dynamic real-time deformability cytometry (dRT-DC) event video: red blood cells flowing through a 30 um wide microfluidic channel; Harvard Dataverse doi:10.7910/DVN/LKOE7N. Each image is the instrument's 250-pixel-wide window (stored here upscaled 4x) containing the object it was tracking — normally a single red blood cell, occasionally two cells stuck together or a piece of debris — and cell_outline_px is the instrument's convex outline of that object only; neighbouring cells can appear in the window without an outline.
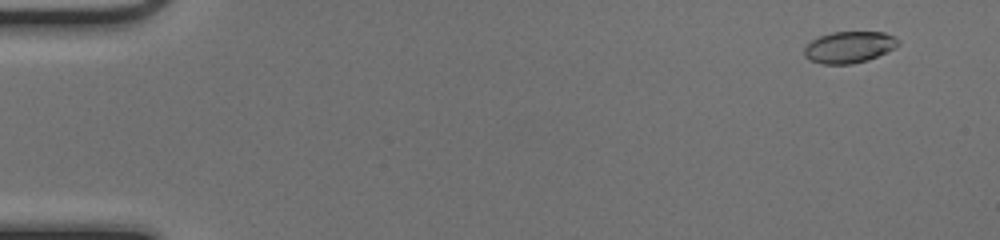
{"species": "common noctule bat (a hibernating species)", "species_latin": "Nyctalus noctula", "temperature_condition": "cold", "stored_images_in_passage": 52, "camera_frame_rate_fps": 3000, "um_per_image_px": 0.085, "animal": {"sex": "female", "body_mass_g": 17.0, "forearm_length_mm": 48.0}, "frame": {"image": 1, "passage_image": 4, "time_ms": 1.0, "image_size_px": [1000, 240], "cell_outline_px": [[900, 44], [896, 48], [868, 60], [852, 64], [820, 64], [808, 60], [804, 56], [804, 48], [812, 40], [820, 36], [832, 32], [884, 32], [900, 40]], "centroid_in_image_um": [72.18, 4.02], "position_along_channel_um": 12.8, "area_um2": 17.4}}
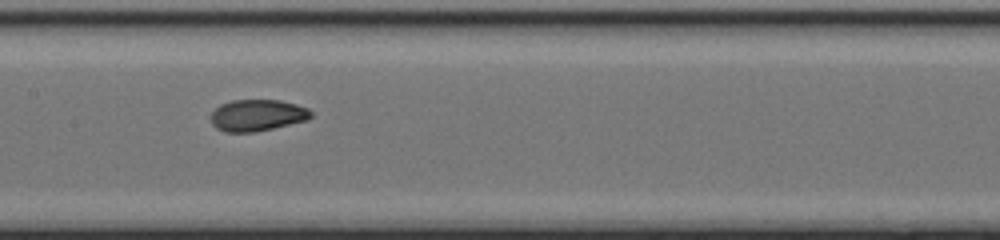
{"frame": {"image": 2, "passage_image": 27, "time_ms": 8.667, "image_size_px": [1000, 240], "cell_outline_px": [[312, 116], [308, 120], [272, 128], [252, 132], [224, 132], [216, 128], [212, 124], [212, 112], [220, 104], [232, 100], [280, 100], [296, 104], [308, 108], [312, 112]], "centroid_in_image_um": [21.88, 9.79], "position_along_channel_um": 185.5, "area_um2": 18.38}}
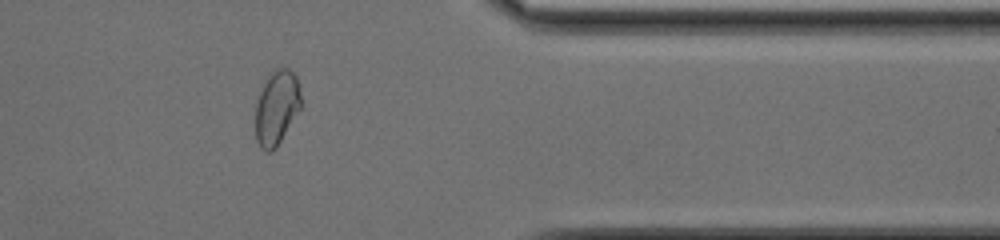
{"frame": {"image": 3, "passage_image": 43, "time_ms": 14.0, "image_size_px": [1000, 240], "cell_outline_px": [[300, 108], [276, 148], [272, 152], [264, 152], [260, 148], [256, 140], [256, 100], [268, 76], [276, 68], [288, 68], [296, 76], [300, 92]], "centroid_in_image_um": [23.49, 9.18], "position_along_channel_um": 387.9, "area_um2": 19.54}, "authors_computed_cell_mechanics": {"area_um2": 18.4093, "velocity_mm_per_s": 4.0819, "shape_relaxation_time_tau1_ms": 7.7649, "shape_relaxation_time_tau2_ms": 1.3752, "deformation_change_tau1": 0.2066, "deformation_change_tau2": 0.0436}}